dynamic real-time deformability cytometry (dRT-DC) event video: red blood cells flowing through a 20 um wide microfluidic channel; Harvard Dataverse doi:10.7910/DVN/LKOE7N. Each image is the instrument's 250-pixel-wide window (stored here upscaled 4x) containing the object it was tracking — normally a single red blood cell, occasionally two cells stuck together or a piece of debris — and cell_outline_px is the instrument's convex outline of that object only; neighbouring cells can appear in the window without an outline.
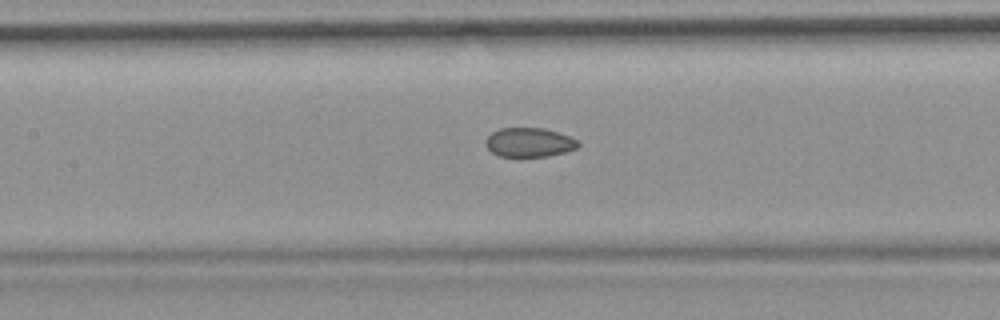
{"species": "common noctule bat (a hibernating species)", "species_latin": "Nyctalus noctula", "temperature_condition": "room temperature", "stored_images_in_passage": 29, "camera_frame_rate_fps": 3000, "um_per_image_px": 0.085, "animal": {"sex": "female", "body_mass_g": 19.9}, "frame": {"image": 1, "passage_image": 17, "time_ms": 5.333, "image_size_px": [1000, 320], "cell_outline_px": [[580, 144], [576, 148], [564, 152], [548, 156], [500, 156], [492, 152], [484, 144], [484, 140], [492, 132], [500, 128], [544, 128], [568, 136], [576, 140]], "centroid_in_image_um": [44.94, 12.1], "position_along_channel_um": 162.5, "area_um2": 15.55}}